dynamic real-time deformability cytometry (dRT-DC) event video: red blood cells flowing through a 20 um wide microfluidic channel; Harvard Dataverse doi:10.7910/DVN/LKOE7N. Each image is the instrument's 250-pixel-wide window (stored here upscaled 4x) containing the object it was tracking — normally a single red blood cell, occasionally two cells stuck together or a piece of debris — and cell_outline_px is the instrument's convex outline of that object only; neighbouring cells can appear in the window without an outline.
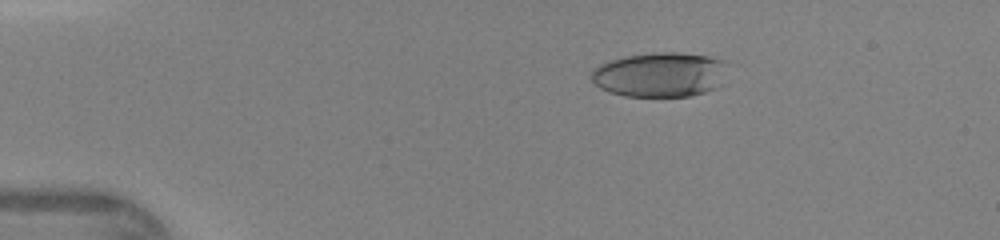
{"species": "human", "species_latin": "Homo sapiens", "temperature_condition": "warm", "stored_images_in_passage": 40, "camera_frame_rate_fps": 3000, "um_per_image_px": 0.085, "donor": {"sex": "female"}, "frame": {"image": 1, "passage_image": 2, "time_ms": 0.333, "image_size_px": [1000, 240], "cell_outline_px": [[728, 60], [724, 84], [716, 88], [692, 96], [624, 96], [608, 92], [600, 88], [592, 80], [592, 68], [608, 60], [628, 56], [656, 52], [676, 52], [708, 56]], "centroid_in_image_um": [56.16, 6.34], "position_along_channel_um": 28.8, "area_um2": 36.01}}
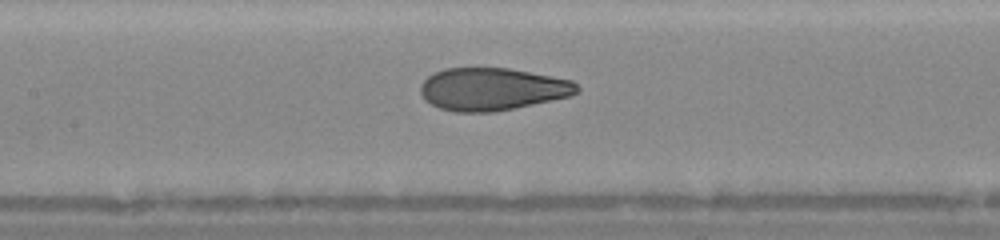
{"frame": {"image": 2, "passage_image": 16, "time_ms": 5.0, "image_size_px": [1000, 240], "cell_outline_px": [[580, 88], [576, 92], [568, 96], [552, 100], [516, 108], [496, 112], [456, 112], [440, 108], [424, 100], [420, 92], [420, 84], [428, 76], [444, 68], [508, 68], [572, 80]], "centroid_in_image_um": [41.81, 7.58], "position_along_channel_um": 165.6, "area_um2": 38.73}}
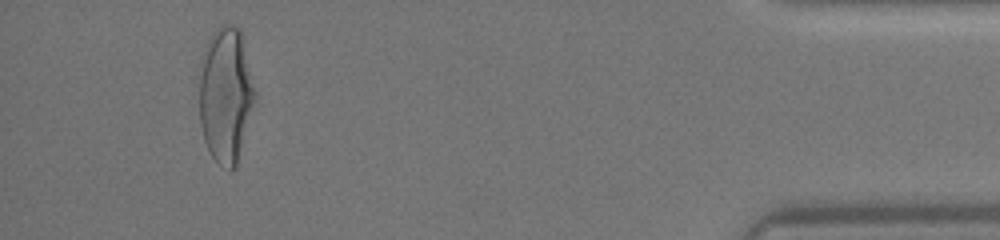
{"frame": {"image": 3, "passage_image": 37, "time_ms": 12.0, "image_size_px": [1000, 240], "cell_outline_px": [[256, 100], [236, 164], [228, 172], [212, 156], [204, 140], [200, 124], [200, 76], [204, 44], [212, 32], [220, 24], [232, 24], [240, 28], [256, 92]], "centroid_in_image_um": [19.19, 8.01], "position_along_channel_um": 416.0, "area_um2": 44.04}}